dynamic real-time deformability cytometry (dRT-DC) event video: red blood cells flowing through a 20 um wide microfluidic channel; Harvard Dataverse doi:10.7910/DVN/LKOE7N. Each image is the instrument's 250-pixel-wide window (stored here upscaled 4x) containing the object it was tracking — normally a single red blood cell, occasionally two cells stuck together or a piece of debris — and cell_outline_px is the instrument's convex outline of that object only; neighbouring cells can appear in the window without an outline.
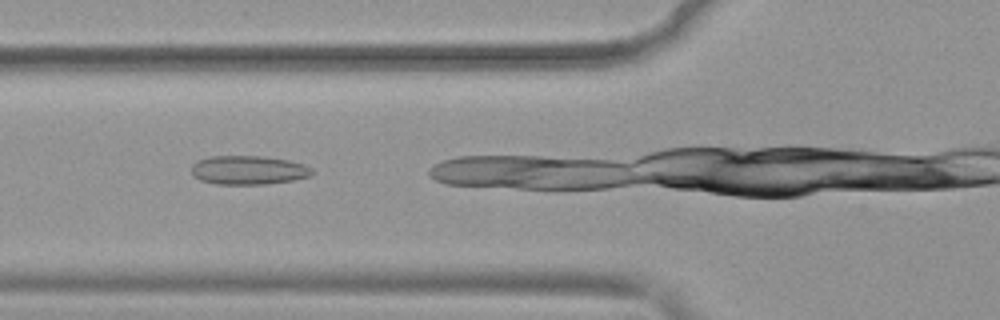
{"species": "common noctule bat (a hibernating species)", "species_latin": "Nyctalus noctula", "temperature_condition": "warm", "stored_images_in_passage": 10, "camera_frame_rate_fps": 3000, "um_per_image_px": 0.085, "animal": {"sex": "female", "body_mass_g": 19.9}, "frame": {"image": 1, "passage_image": 5, "time_ms": 1.333, "image_size_px": [1000, 320], "cell_outline_px": [[312, 172], [308, 176], [292, 180], [264, 184], [216, 184], [200, 180], [192, 176], [192, 164], [196, 160], [208, 156], [260, 156], [288, 160], [304, 164], [312, 168]], "centroid_in_image_um": [21.05, 14.45], "position_along_channel_um": 104.7, "area_um2": 20.29}}